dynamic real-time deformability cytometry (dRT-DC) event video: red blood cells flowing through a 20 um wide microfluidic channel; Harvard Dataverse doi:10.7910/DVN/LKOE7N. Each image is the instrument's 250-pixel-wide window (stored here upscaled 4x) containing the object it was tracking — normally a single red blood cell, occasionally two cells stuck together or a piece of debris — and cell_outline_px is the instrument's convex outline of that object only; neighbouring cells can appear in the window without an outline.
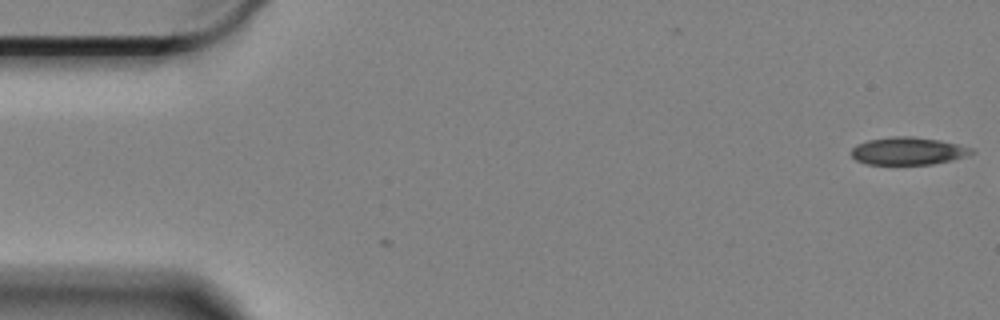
{"species": "Egyptian fruit bat (a non-hibernating species)", "species_latin": "Rousettus aegyptiacus", "temperature_condition": "cold", "stored_images_in_passage": 2, "camera_frame_rate_fps": 3000, "um_per_image_px": 0.085, "animal": {"sex": "female"}, "frame": {"image": 1, "passage_image": 2, "time_ms": 0.333, "image_size_px": [1000, 320], "cell_outline_px": [[976, 152], [952, 160], [932, 164], [864, 164], [856, 160], [852, 156], [852, 148], [856, 144], [868, 140], [892, 136], [912, 136], [940, 140], [972, 148]], "centroid_in_image_um": [77.16, 12.83], "position_along_channel_um": 7.8, "area_um2": 19.31}}